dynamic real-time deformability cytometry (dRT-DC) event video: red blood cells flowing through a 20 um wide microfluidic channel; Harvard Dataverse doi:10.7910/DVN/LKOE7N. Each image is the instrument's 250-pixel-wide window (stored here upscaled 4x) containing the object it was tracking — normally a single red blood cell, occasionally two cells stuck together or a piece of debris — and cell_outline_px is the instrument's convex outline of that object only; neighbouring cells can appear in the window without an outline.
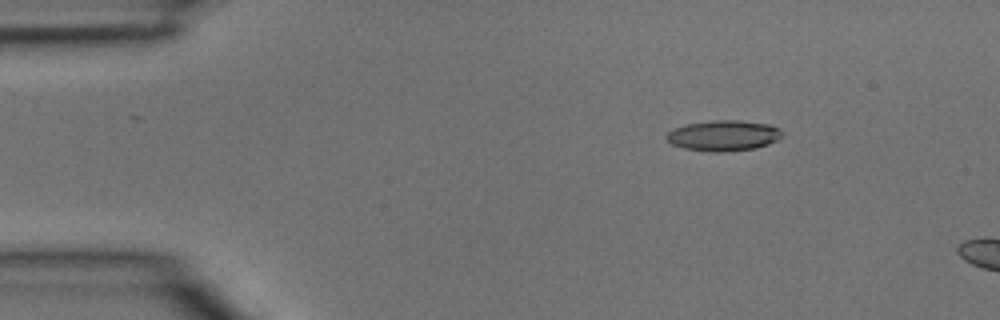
{"species": "common noctule bat (a hibernating species)", "species_latin": "Nyctalus noctula", "temperature_condition": "room temperature", "stored_images_in_passage": 3, "camera_frame_rate_fps": 3000, "um_per_image_px": 0.085, "animal": {"sex": "male", "body_mass_g": 15.6}, "frame": {"image": 1, "passage_image": 2, "time_ms": 0.333, "image_size_px": [1000, 320], "cell_outline_px": [[784, 136], [768, 144], [756, 148], [724, 152], [712, 152], [684, 148], [672, 144], [664, 136], [668, 132], [676, 128], [688, 124], [712, 120], [740, 120], [768, 124], [780, 128], [784, 132]], "centroid_in_image_um": [61.54, 11.52], "position_along_channel_um": 23.5, "area_um2": 20.69}}